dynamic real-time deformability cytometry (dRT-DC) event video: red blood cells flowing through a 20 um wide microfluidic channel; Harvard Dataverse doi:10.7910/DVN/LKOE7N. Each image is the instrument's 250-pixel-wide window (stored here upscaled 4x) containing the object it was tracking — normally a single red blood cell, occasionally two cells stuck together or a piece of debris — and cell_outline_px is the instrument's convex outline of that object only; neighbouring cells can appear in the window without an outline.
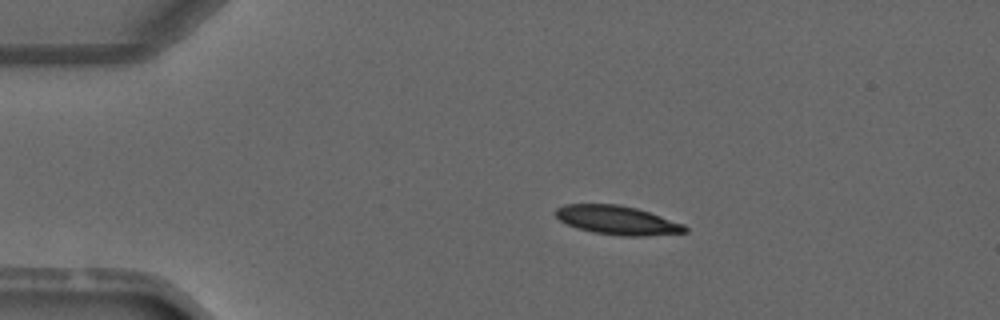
{"species": "common noctule bat (a hibernating species)", "species_latin": "Nyctalus noctula", "temperature_condition": "warm", "stored_images_in_passage": 4, "camera_frame_rate_fps": 3000, "um_per_image_px": 0.085, "animal": {"sex": "male", "forearm_length_mm": 52.5}, "frame": {"image": 1, "passage_image": 3, "time_ms": 4.0, "image_size_px": [1000, 320], "cell_outline_px": [[688, 232], [648, 236], [620, 236], [596, 232], [576, 228], [560, 220], [552, 212], [556, 208], [564, 204], [620, 204], [636, 208], [684, 224], [688, 228]], "centroid_in_image_um": [52.46, 18.71], "position_along_channel_um": 32.5, "area_um2": 21.79}}